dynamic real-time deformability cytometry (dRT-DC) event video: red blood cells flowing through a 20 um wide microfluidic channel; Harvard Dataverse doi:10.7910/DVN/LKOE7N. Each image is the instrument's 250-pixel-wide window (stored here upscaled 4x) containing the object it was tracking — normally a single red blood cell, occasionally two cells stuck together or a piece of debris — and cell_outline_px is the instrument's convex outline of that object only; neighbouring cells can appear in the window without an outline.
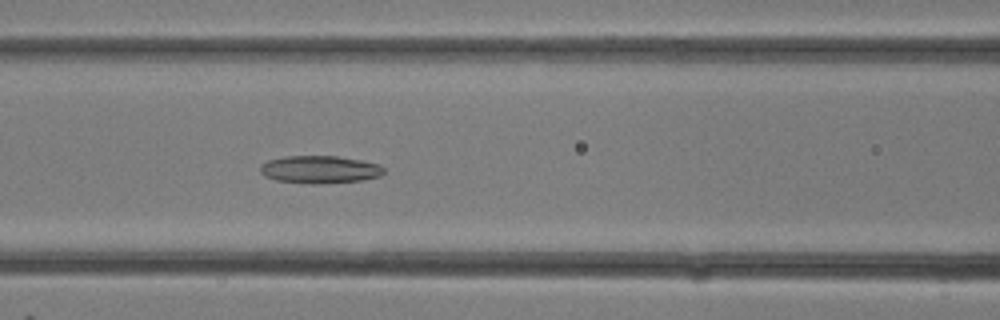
{"species": "common noctule bat (a hibernating species)", "species_latin": "Nyctalus noctula", "temperature_condition": "room temperature", "stored_images_in_passage": 16, "camera_frame_rate_fps": 3000, "um_per_image_px": 0.085, "animal": {"sex": "female"}, "frame": {"image": 1, "passage_image": 14, "time_ms": 4.333, "image_size_px": [1000, 320], "cell_outline_px": [[384, 172], [380, 176], [364, 180], [312, 184], [308, 184], [276, 180], [264, 176], [260, 172], [260, 164], [268, 160], [284, 156], [336, 156], [364, 160], [380, 164], [384, 168]], "centroid_in_image_um": [27.18, 14.4], "position_along_channel_um": 139.4, "area_um2": 20.11}}
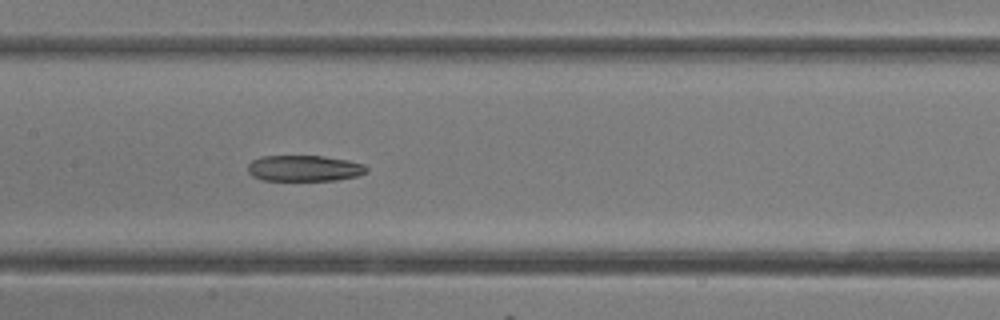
{"frame": {"image": 2, "passage_image": 16, "time_ms": 5.0, "image_size_px": [1000, 320], "cell_outline_px": [[368, 172], [356, 176], [336, 180], [264, 180], [252, 176], [248, 172], [248, 164], [252, 160], [260, 156], [324, 156], [348, 160], [364, 164], [368, 168]], "centroid_in_image_um": [25.87, 14.3], "position_along_channel_um": 181.5, "area_um2": 18.03}}